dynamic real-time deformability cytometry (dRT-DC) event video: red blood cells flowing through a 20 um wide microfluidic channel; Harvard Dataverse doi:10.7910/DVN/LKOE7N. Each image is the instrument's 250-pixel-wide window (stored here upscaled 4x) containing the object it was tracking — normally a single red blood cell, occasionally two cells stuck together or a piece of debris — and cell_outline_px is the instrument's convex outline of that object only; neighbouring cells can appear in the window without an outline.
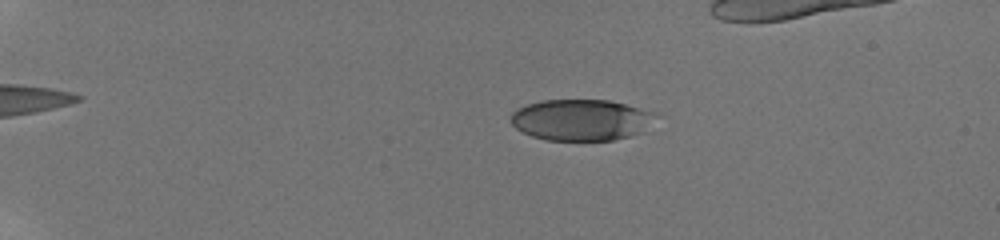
{"species": "human", "species_latin": "Homo sapiens", "temperature_condition": "room temperature", "stored_images_in_passage": 46, "camera_frame_rate_fps": 3000, "um_per_image_px": 0.085, "donor": {"sex": "male"}, "frame": {"image": 1, "passage_image": 10, "time_ms": 4.0, "image_size_px": [1000, 240], "cell_outline_px": [[660, 112], [644, 132], [632, 136], [612, 140], [544, 140], [532, 136], [516, 128], [512, 124], [512, 112], [516, 108], [528, 104], [544, 100], [608, 100]], "centroid_in_image_um": [49.46, 10.19], "position_along_channel_um": 35.5, "area_um2": 35.08}}
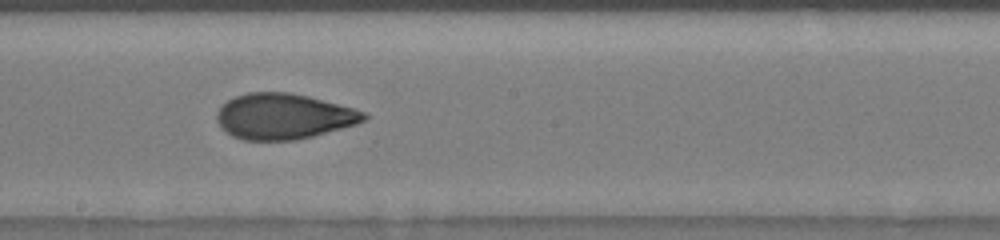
{"frame": {"image": 2, "passage_image": 28, "time_ms": 11.333, "image_size_px": [1000, 240], "cell_outline_px": [[368, 120], [356, 124], [312, 136], [296, 140], [244, 140], [232, 136], [224, 132], [220, 128], [216, 120], [216, 112], [228, 100], [236, 96], [248, 92], [288, 92], [308, 96], [352, 108], [364, 112], [368, 116]], "centroid_in_image_um": [24.07, 9.9], "position_along_channel_um": 224.1, "area_um2": 39.07}}
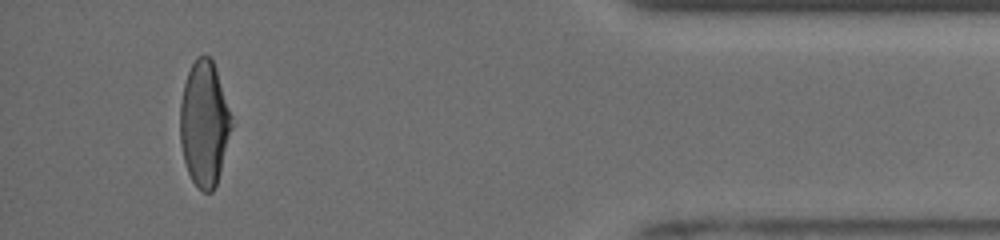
{"frame": {"image": 3, "passage_image": 44, "time_ms": 17.333, "image_size_px": [1000, 240], "cell_outline_px": [[236, 120], [220, 172], [216, 184], [212, 192], [204, 192], [192, 180], [188, 172], [184, 160], [180, 144], [180, 104], [184, 84], [188, 72], [196, 56], [208, 56], [212, 60]], "centroid_in_image_um": [17.41, 10.5], "position_along_channel_um": 417.8, "area_um2": 38.15}}